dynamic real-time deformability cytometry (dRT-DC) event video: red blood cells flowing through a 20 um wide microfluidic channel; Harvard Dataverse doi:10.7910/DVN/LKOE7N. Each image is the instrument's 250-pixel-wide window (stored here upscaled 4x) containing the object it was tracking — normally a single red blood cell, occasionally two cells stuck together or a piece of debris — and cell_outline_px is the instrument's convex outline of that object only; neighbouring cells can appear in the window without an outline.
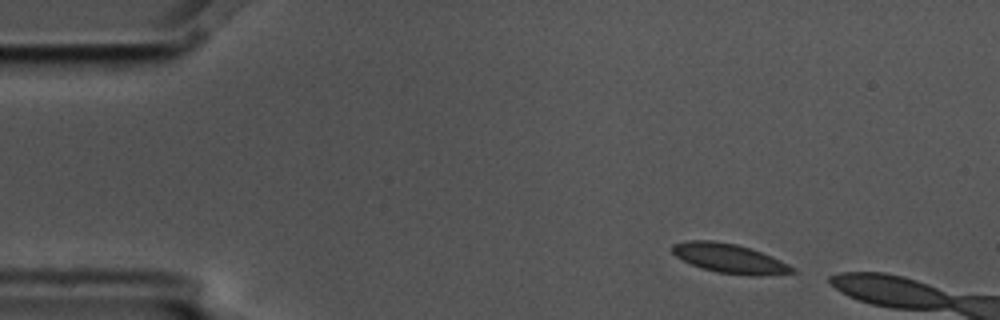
{"species": "common noctule bat (a hibernating species)", "species_latin": "Nyctalus noctula", "temperature_condition": "cold", "stored_images_in_passage": 3, "camera_frame_rate_fps": 3000, "um_per_image_px": 0.085, "animal": {"sex": "male", "body_mass_g": 17.5, "forearm_length_mm": 52.3}, "frame": {"image": 1, "passage_image": 1, "time_ms": 0.0, "image_size_px": [1000, 320], "cell_outline_px": [[796, 272], [756, 276], [752, 276], [716, 272], [692, 264], [676, 256], [672, 252], [672, 244], [684, 240], [712, 240], [736, 244], [760, 252], [788, 264], [796, 268]], "centroid_in_image_um": [61.98, 21.96], "position_along_channel_um": 23.0, "area_um2": 20.23}}